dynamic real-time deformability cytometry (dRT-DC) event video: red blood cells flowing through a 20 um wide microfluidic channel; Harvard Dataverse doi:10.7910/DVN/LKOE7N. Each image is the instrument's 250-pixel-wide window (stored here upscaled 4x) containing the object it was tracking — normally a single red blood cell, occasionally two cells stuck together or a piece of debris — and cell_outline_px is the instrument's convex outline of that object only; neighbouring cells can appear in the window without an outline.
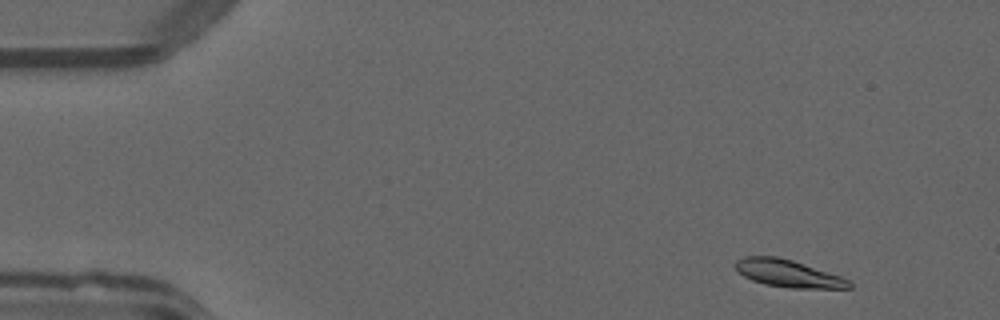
{"species": "common noctule bat (a hibernating species)", "species_latin": "Nyctalus noctula", "temperature_condition": "warm", "stored_images_in_passage": 49, "camera_frame_rate_fps": 3000, "um_per_image_px": 0.085, "animal": {"sex": "male", "forearm_length_mm": 52.5}, "frame": {"image": 1, "passage_image": 3, "time_ms": 0.667, "image_size_px": [1000, 320], "cell_outline_px": [[852, 288], [792, 288], [764, 284], [752, 280], [736, 272], [732, 264], [736, 260], [744, 256], [776, 256], [792, 260], [840, 276], [848, 280], [852, 284]], "centroid_in_image_um": [66.91, 23.23], "position_along_channel_um": 18.1, "area_um2": 18.15}}
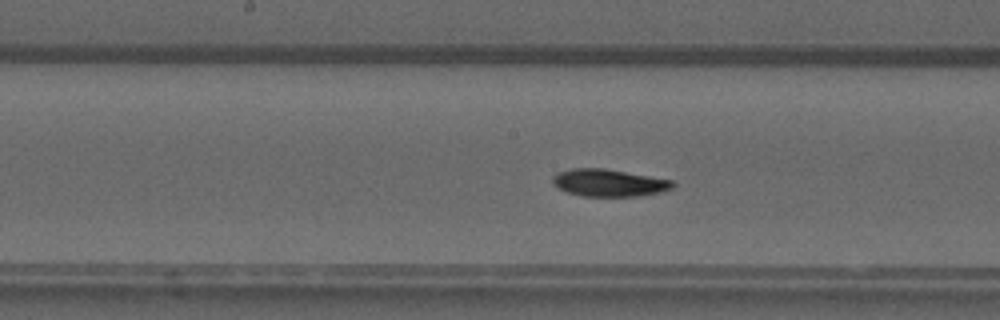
{"frame": {"image": 2, "passage_image": 24, "time_ms": 7.667, "image_size_px": [1000, 320], "cell_outline_px": [[676, 184], [672, 188], [660, 192], [640, 196], [584, 196], [568, 192], [552, 184], [552, 176], [556, 172], [572, 168], [604, 168], [672, 180]], "centroid_in_image_um": [51.74, 15.53], "position_along_channel_um": 196.5, "area_um2": 19.07}}
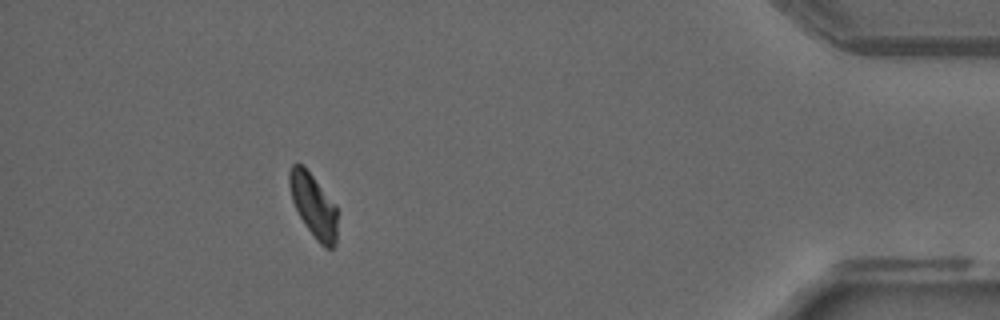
{"frame": {"image": 3, "passage_image": 44, "time_ms": 14.333, "image_size_px": [1000, 320], "cell_outline_px": [[336, 244], [332, 248], [324, 248], [316, 240], [304, 224], [292, 200], [288, 184], [288, 172], [292, 164], [304, 164], [336, 204]], "centroid_in_image_um": [26.63, 17.44], "position_along_channel_um": 408.6, "area_um2": 17.98}, "authors_computed_cell_mechanics": {"area_um2": 18.8428, "velocity_mm_per_s": 4.0226, "shape_relaxation_time_tau1_ms": 6.2734, "shape_relaxation_time_tau2_ms": null, "deformation_change_tau1": 0.1908, "deformation_change_tau2": null}}